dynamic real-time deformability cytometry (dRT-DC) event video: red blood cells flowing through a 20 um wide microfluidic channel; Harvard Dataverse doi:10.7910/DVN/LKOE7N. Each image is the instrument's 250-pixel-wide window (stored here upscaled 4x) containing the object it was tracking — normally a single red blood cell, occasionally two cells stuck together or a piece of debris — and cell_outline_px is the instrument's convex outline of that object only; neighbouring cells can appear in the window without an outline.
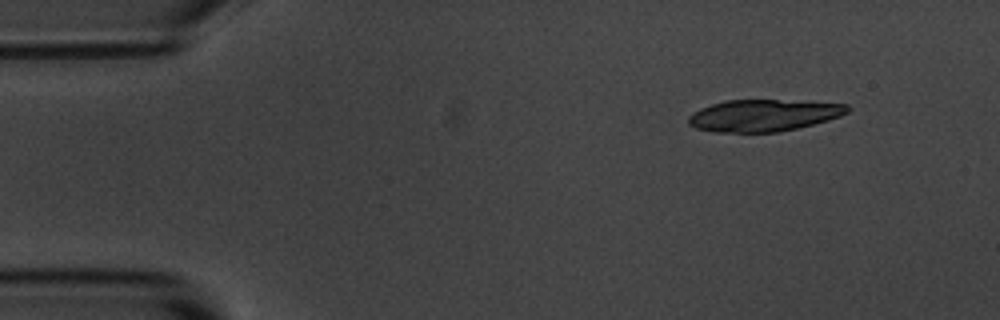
{"species": "common noctule bat (a hibernating species)", "species_latin": "Nyctalus noctula", "temperature_condition": "room temperature", "stored_images_in_passage": 6, "camera_frame_rate_fps": 3000, "um_per_image_px": 0.085, "animal": {"sex": "male", "body_mass_g": 20.1, "forearm_length_mm": 53.5}, "frame": {"image": 1, "passage_image": 1, "time_ms": 0.0, "image_size_px": [1000, 320], "cell_outline_px": [[852, 108], [848, 112], [840, 116], [828, 120], [780, 132], [716, 132], [696, 128], [688, 124], [688, 116], [700, 108], [724, 100], [776, 100], [848, 104]], "centroid_in_image_um": [64.89, 9.81], "position_along_channel_um": 20.1, "area_um2": 29.36}}